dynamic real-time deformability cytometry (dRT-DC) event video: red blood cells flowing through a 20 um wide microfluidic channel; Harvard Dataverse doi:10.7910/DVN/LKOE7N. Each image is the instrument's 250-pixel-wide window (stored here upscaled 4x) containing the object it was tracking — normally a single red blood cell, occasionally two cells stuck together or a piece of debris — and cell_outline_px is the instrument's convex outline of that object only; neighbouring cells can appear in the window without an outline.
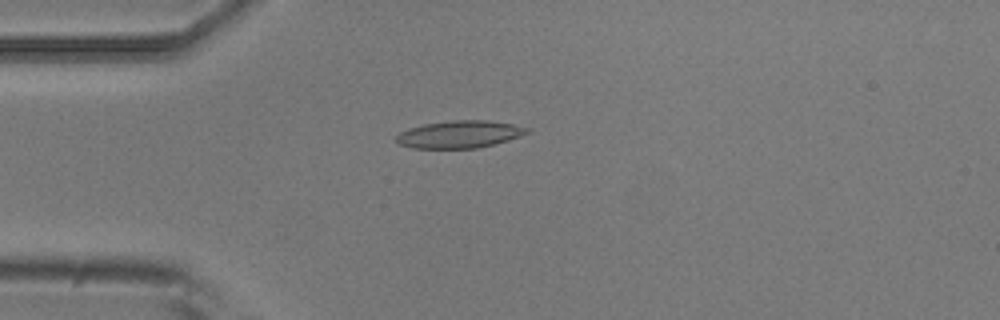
{"species": "common noctule bat (a hibernating species)", "species_latin": "Nyctalus noctula", "temperature_condition": "room temperature", "stored_images_in_passage": 43, "camera_frame_rate_fps": 3000, "um_per_image_px": 0.085, "animal": {"sex": "male", "body_mass_g": 20.5, "forearm_length_mm": 52.5}, "frame": {"image": 1, "passage_image": 3, "time_ms": 0.667, "image_size_px": [1000, 320], "cell_outline_px": [[532, 132], [496, 144], [476, 148], [412, 148], [400, 144], [396, 140], [396, 136], [400, 132], [408, 128], [424, 124], [452, 120], [488, 120], [512, 124], [532, 128]], "centroid_in_image_um": [39.11, 11.41], "position_along_channel_um": 45.9, "area_um2": 20.98}}
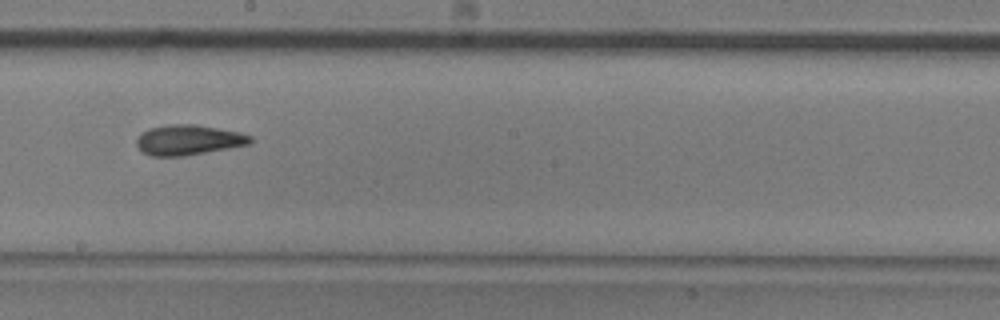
{"frame": {"image": 2, "passage_image": 19, "time_ms": 6.0, "image_size_px": [1000, 320], "cell_outline_px": [[252, 140], [248, 144], [184, 156], [152, 156], [144, 152], [136, 144], [136, 136], [140, 132], [148, 128], [168, 124], [196, 124], [240, 132], [252, 136]], "centroid_in_image_um": [15.97, 11.88], "position_along_channel_um": 232.2, "area_um2": 20.0}}
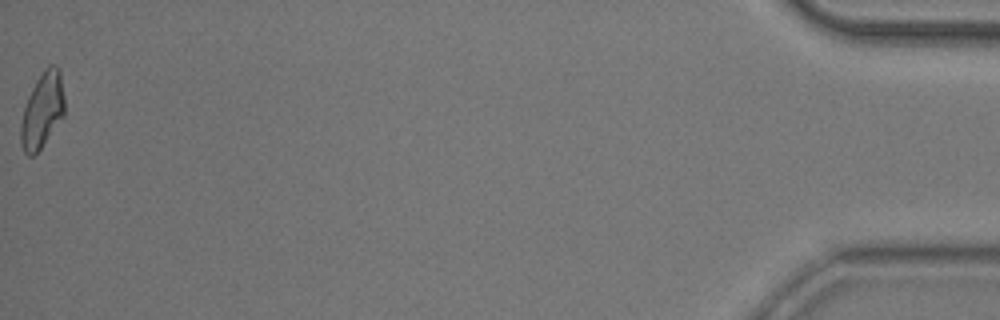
{"frame": {"image": 3, "passage_image": 43, "time_ms": 14.0, "image_size_px": [1000, 320], "cell_outline_px": [[64, 116], [40, 148], [32, 156], [28, 156], [24, 152], [20, 140], [20, 124], [24, 108], [28, 96], [36, 80], [48, 64], [56, 64], [60, 68], [64, 96]], "centroid_in_image_um": [3.6, 9.33], "position_along_channel_um": 431.6, "area_um2": 19.25}, "authors_computed_cell_mechanics": {"area_um2": 19.4208, "velocity_mm_per_s": 3.7536, "shape_relaxation_time_tau1_ms": 5.2169, "shape_relaxation_time_tau2_ms": 2.9046, "deformation_change_tau1": 0.1604, "deformation_change_tau2": 0.1103}}